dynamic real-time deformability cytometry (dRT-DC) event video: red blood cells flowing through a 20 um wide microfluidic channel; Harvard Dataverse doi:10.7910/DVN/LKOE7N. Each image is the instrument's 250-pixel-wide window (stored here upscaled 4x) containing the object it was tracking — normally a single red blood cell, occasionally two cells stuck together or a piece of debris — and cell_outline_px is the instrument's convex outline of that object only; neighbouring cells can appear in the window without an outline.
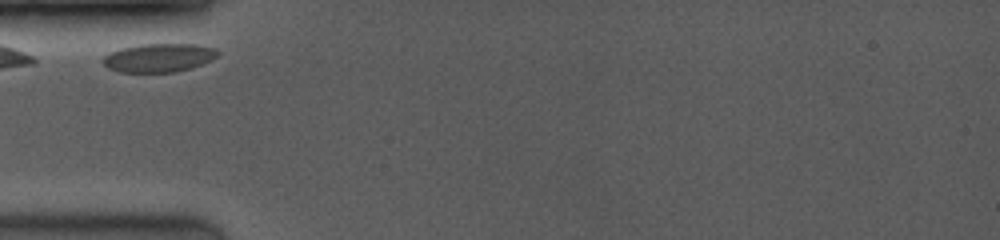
{"species": "common noctule bat (a hibernating species)", "species_latin": "Nyctalus noctula", "temperature_condition": "room temperature", "stored_images_in_passage": 8, "camera_frame_rate_fps": 3500, "um_per_image_px": 0.085, "animal": {"sex": "female", "body_mass_g": 19.0, "forearm_length_mm": 53.3}, "frame": {"image": 1, "passage_image": 1, "time_ms": 0.0, "image_size_px": [1000, 240], "cell_outline_px": [[220, 52], [216, 56], [192, 68], [176, 72], [120, 72], [108, 68], [100, 60], [104, 56], [120, 48], [140, 44], [196, 44], [216, 48]], "centroid_in_image_um": [13.48, 4.9], "position_along_channel_um": 71.5, "area_um2": 19.07}}
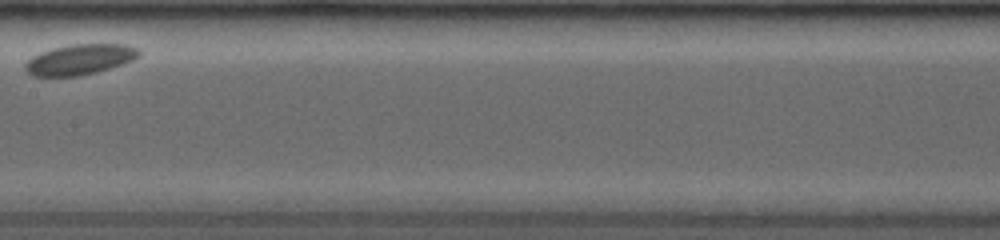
{"frame": {"image": 2, "passage_image": 7, "time_ms": 3.714, "image_size_px": [1000, 240], "cell_outline_px": [[140, 56], [124, 64], [96, 72], [80, 76], [32, 76], [24, 68], [24, 64], [32, 56], [40, 52], [52, 48], [72, 44], [128, 44], [136, 48], [140, 52]], "centroid_in_image_um": [6.78, 5.05], "position_along_channel_um": 200.6, "area_um2": 20.29}}